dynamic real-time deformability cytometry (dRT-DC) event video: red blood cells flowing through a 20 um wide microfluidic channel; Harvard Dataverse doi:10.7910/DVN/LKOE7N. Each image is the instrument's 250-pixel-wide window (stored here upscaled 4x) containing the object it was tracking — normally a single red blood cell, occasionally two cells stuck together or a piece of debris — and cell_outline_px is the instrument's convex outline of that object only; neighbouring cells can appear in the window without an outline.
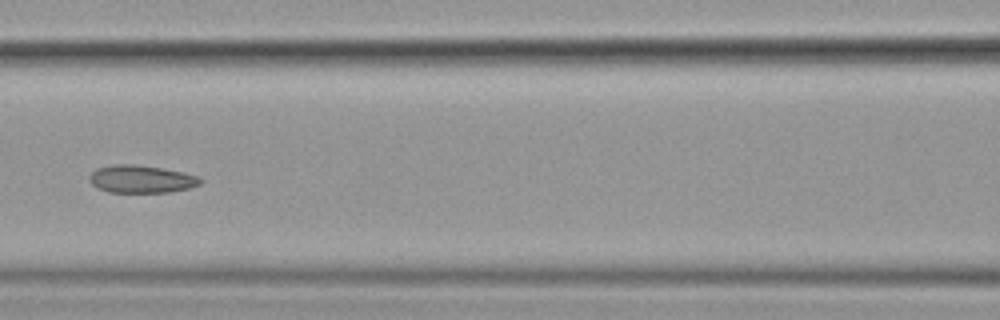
{"species": "common noctule bat (a hibernating species)", "species_latin": "Nyctalus noctula", "temperature_condition": "cold", "stored_images_in_passage": 11, "camera_frame_rate_fps": 3000, "um_per_image_px": 0.085, "animal": {"sex": "female", "body_mass_g": 19.9}, "frame": {"image": 1, "passage_image": 7, "time_ms": 2.0, "image_size_px": [1000, 320], "cell_outline_px": [[204, 180], [200, 184], [188, 188], [168, 192], [108, 192], [96, 188], [88, 180], [88, 176], [96, 168], [112, 164], [132, 164], [160, 168], [180, 172], [196, 176]], "centroid_in_image_um": [11.93, 15.22], "position_along_channel_um": 154.7, "area_um2": 17.8}}
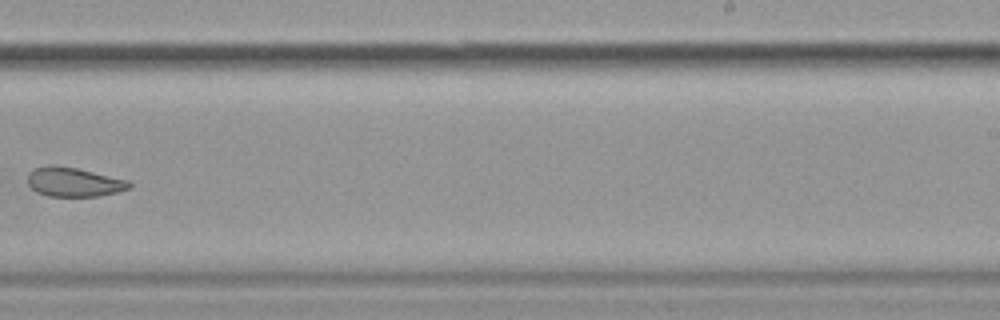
{"frame": {"image": 2, "passage_image": 10, "time_ms": 3.0, "image_size_px": [1000, 320], "cell_outline_px": [[132, 188], [100, 196], [48, 196], [36, 192], [28, 184], [28, 172], [32, 168], [48, 164], [56, 164], [76, 168], [128, 180], [132, 184]], "centroid_in_image_um": [6.24, 15.46], "position_along_channel_um": 282.8, "area_um2": 17.51}}
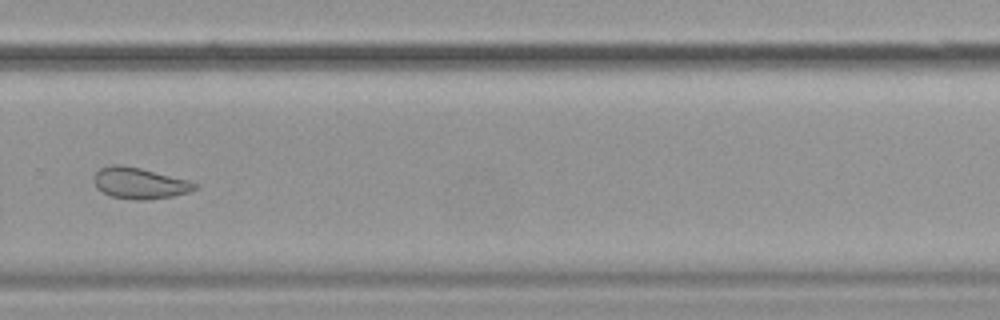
{"frame": {"image": 3, "passage_image": 11, "time_ms": 3.333, "image_size_px": [1000, 320], "cell_outline_px": [[196, 188], [188, 192], [172, 196], [148, 200], [140, 200], [112, 196], [96, 188], [92, 180], [92, 176], [100, 168], [112, 164], [120, 164], [140, 168], [188, 180], [196, 184]], "centroid_in_image_um": [11.8, 15.56], "position_along_channel_um": 318.0, "area_um2": 18.21}}